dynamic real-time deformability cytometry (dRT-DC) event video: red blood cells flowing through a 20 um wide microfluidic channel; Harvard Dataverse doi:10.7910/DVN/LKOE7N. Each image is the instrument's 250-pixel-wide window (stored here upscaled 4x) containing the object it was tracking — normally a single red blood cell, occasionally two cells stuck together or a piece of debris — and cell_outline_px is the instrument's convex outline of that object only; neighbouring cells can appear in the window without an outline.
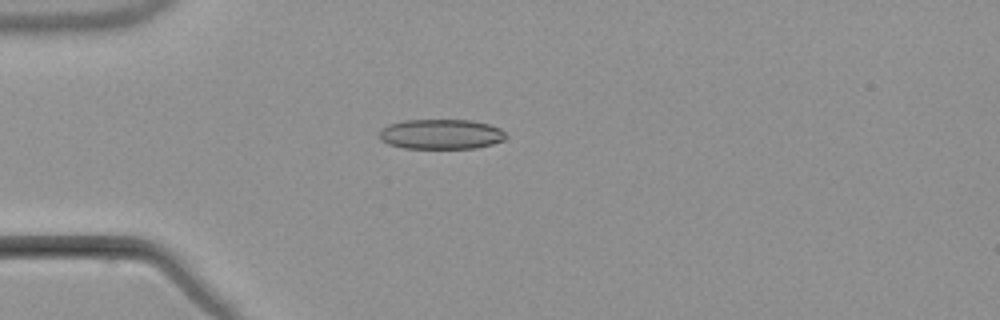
{"species": "common noctule bat (a hibernating species)", "species_latin": "Nyctalus noctula", "temperature_condition": "warm", "stored_images_in_passage": 4, "camera_frame_rate_fps": 3000, "um_per_image_px": 0.085, "animal": {"sex": "male", "body_mass_g": 21.5, "forearm_length_mm": 52.0}, "frame": {"image": 1, "passage_image": 4, "time_ms": 3.667, "image_size_px": [1000, 320], "cell_outline_px": [[508, 136], [504, 140], [492, 144], [476, 148], [404, 148], [388, 144], [380, 140], [380, 128], [388, 124], [404, 120], [472, 120], [488, 124], [500, 128]], "centroid_in_image_um": [37.48, 11.4], "position_along_channel_um": 47.5, "area_um2": 22.25}}